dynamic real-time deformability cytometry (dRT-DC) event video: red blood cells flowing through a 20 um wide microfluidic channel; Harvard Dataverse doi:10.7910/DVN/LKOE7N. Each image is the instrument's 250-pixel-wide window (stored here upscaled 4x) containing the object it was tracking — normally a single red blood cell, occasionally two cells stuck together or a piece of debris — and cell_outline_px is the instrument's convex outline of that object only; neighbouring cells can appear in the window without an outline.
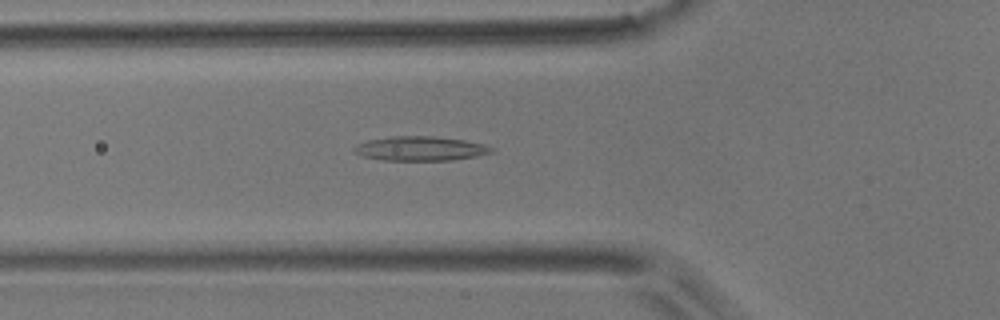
{"species": "common noctule bat (a hibernating species)", "species_latin": "Nyctalus noctula", "temperature_condition": "room temperature", "stored_images_in_passage": 52, "camera_frame_rate_fps": 3000, "um_per_image_px": 0.085, "animal": {"sex": "male", "body_mass_g": 17.9}, "frame": {"image": 1, "passage_image": 17, "time_ms": 5.333, "image_size_px": [1000, 320], "cell_outline_px": [[496, 152], [476, 156], [452, 160], [380, 160], [364, 156], [356, 152], [352, 148], [356, 144], [368, 140], [392, 136], [432, 136], [464, 140], [484, 144], [496, 148]], "centroid_in_image_um": [35.78, 12.62], "position_along_channel_um": 90.0, "area_um2": 19.54}}
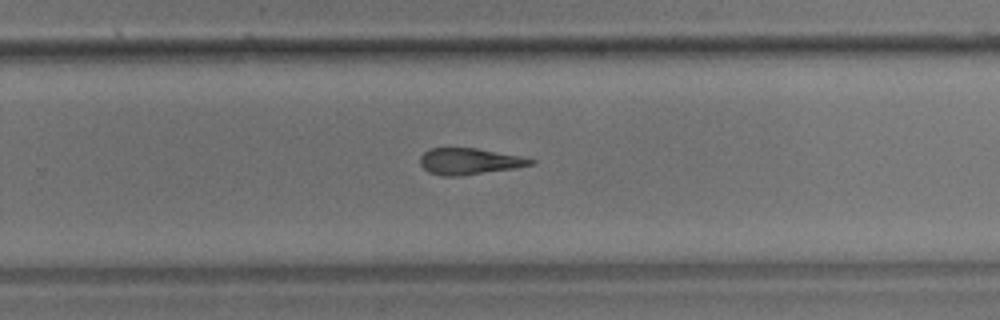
{"frame": {"image": 2, "passage_image": 33, "time_ms": 10.667, "image_size_px": [1000, 320], "cell_outline_px": [[536, 164], [516, 168], [460, 176], [444, 176], [428, 172], [420, 164], [420, 156], [428, 148], [476, 148], [520, 156], [536, 160]], "centroid_in_image_um": [39.9, 13.71], "position_along_channel_um": 289.9, "area_um2": 17.05}}
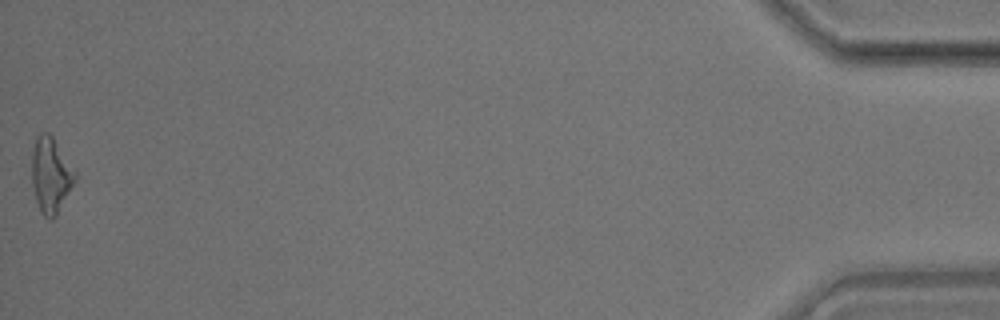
{"frame": {"image": 3, "passage_image": 52, "time_ms": 17.0, "image_size_px": [1000, 320], "cell_outline_px": [[76, 180], [56, 216], [52, 220], [48, 220], [40, 212], [36, 200], [32, 184], [32, 152], [36, 136], [40, 132], [48, 132], [52, 136], [76, 172]], "centroid_in_image_um": [4.31, 14.9], "position_along_channel_um": 430.9, "area_um2": 19.02}, "authors_computed_cell_mechanics": {"area_um2": 17.8891, "velocity_mm_per_s": 3.7383, "shape_relaxation_time_tau1_ms": null, "shape_relaxation_time_tau2_ms": 6.952, "deformation_change_tau1": null, "deformation_change_tau2": 0.2245}}